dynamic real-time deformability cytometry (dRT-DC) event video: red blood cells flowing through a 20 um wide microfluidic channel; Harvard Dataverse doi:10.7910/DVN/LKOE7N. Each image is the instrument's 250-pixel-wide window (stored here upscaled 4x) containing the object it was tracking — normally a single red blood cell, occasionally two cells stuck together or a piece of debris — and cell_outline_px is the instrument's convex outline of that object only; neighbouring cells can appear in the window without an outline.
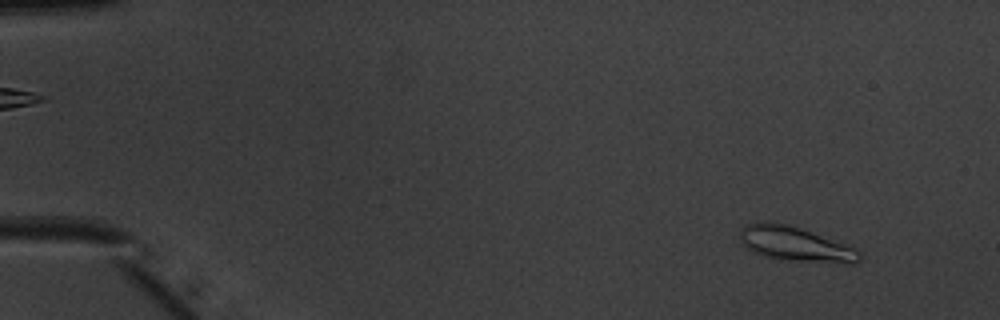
{"species": "common noctule bat (a hibernating species)", "species_latin": "Nyctalus noctula", "temperature_condition": "warm", "stored_images_in_passage": 52, "camera_frame_rate_fps": 3000, "um_per_image_px": 0.085, "animal": {"sex": "male", "body_mass_g": 20.1, "forearm_length_mm": 53.5}, "frame": {"image": 1, "passage_image": 5, "time_ms": 1.333, "image_size_px": [1000, 320], "cell_outline_px": [[860, 260], [852, 264], [848, 264], [764, 256], [752, 252], [744, 244], [740, 236], [740, 228], [744, 224], [784, 224], [800, 228], [856, 248], [860, 252]], "centroid_in_image_um": [67.64, 20.75], "position_along_channel_um": 17.4, "area_um2": 22.95}}
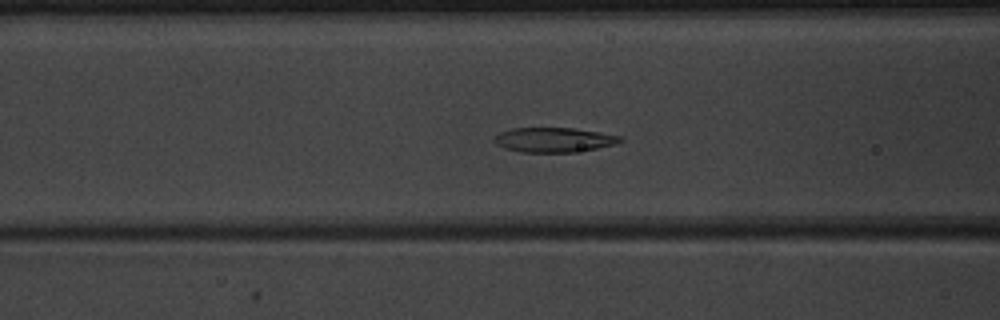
{"frame": {"image": 2, "passage_image": 22, "time_ms": 7.0, "image_size_px": [1000, 320], "cell_outline_px": [[624, 140], [616, 144], [596, 148], [572, 152], [520, 152], [504, 148], [496, 144], [492, 140], [500, 132], [512, 128], [576, 128], [624, 136]], "centroid_in_image_um": [47.1, 11.88], "position_along_channel_um": 119.5, "area_um2": 18.21}}
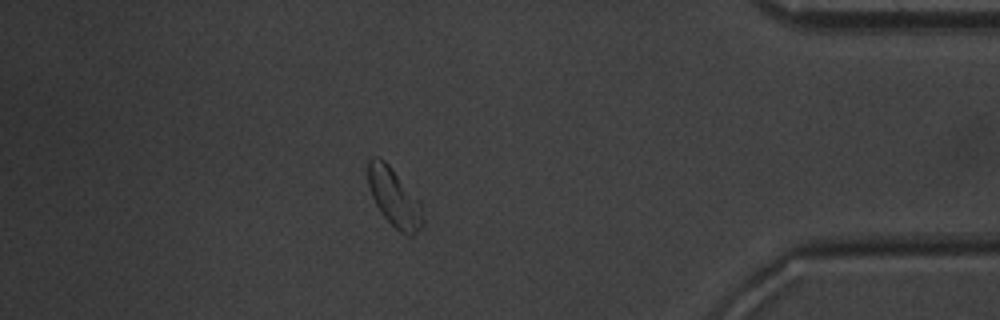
{"frame": {"image": 3, "passage_image": 46, "time_ms": 15.0, "image_size_px": [1000, 320], "cell_outline_px": [[424, 224], [412, 236], [408, 236], [400, 232], [384, 216], [376, 204], [372, 196], [368, 184], [368, 160], [372, 156], [376, 156], [384, 160], [392, 168], [420, 200], [424, 220]], "centroid_in_image_um": [33.53, 16.78], "position_along_channel_um": 401.7, "area_um2": 18.61}, "authors_computed_cell_mechanics": {"area_um2": 18.4382, "velocity_mm_per_s": 3.9496, "shape_relaxation_time_tau1_ms": 2.1579, "shape_relaxation_time_tau2_ms": null, "deformation_change_tau1": 0.1002, "deformation_change_tau2": null}}